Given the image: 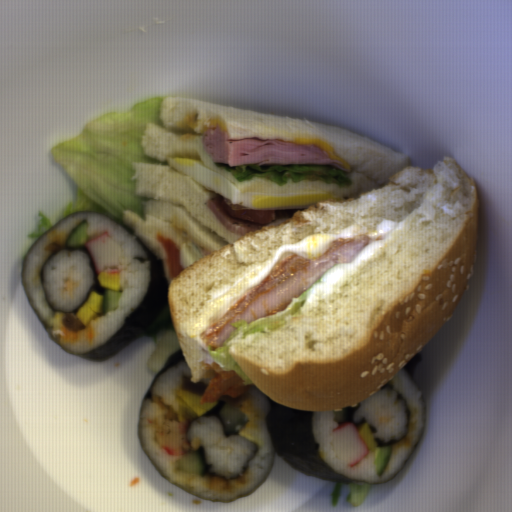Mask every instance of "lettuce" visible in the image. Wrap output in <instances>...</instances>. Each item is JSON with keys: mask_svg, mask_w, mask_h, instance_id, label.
Instances as JSON below:
<instances>
[{"mask_svg": "<svg viewBox=\"0 0 512 512\" xmlns=\"http://www.w3.org/2000/svg\"><path fill=\"white\" fill-rule=\"evenodd\" d=\"M215 163L238 181L266 178L272 183L284 186L290 181L293 183L321 182L333 183L343 189L349 188L352 184V178L348 171L327 166L288 163L259 166H227L224 163Z\"/></svg>", "mask_w": 512, "mask_h": 512, "instance_id": "lettuce-1", "label": "lettuce"}, {"mask_svg": "<svg viewBox=\"0 0 512 512\" xmlns=\"http://www.w3.org/2000/svg\"><path fill=\"white\" fill-rule=\"evenodd\" d=\"M322 276H320L310 287L304 290L297 298L296 302L289 307L286 311L279 314L275 313L259 318L252 322L247 323L243 319H236L234 323H229L236 327L231 331L230 335L224 340L223 345H218L215 348L209 346V355L223 367V371H235L239 377L244 381L242 384L248 386L255 384L247 374L242 370L239 364L230 356L229 349L232 345H226L231 339L238 336L239 331L241 336L239 339H245L246 336L253 334L267 333L269 331L281 328L286 324L285 316H298L301 314L300 308L304 305L309 292L315 285H320Z\"/></svg>", "mask_w": 512, "mask_h": 512, "instance_id": "lettuce-2", "label": "lettuce"}]
</instances>
